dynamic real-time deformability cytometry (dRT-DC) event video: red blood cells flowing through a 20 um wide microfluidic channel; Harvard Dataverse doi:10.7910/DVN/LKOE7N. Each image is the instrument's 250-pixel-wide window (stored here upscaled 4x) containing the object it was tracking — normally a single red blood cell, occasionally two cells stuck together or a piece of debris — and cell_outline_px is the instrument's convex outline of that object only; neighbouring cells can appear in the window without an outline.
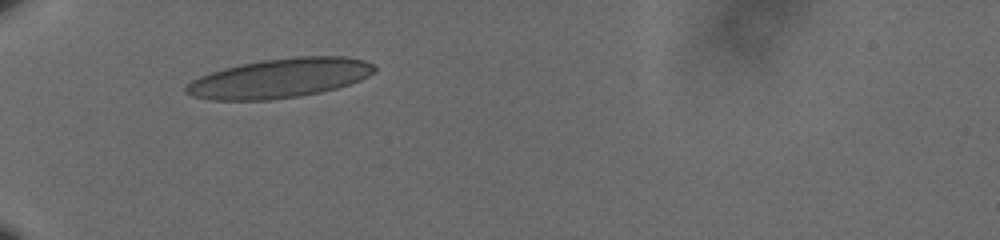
{"species": "human", "species_latin": "Homo sapiens", "temperature_condition": "cold", "stored_images_in_passage": 34, "camera_frame_rate_fps": 3000, "um_per_image_px": 0.085, "donor": {"sex": "male"}, "frame": {"image": 1, "passage_image": 1, "time_ms": 0.0, "image_size_px": [1000, 240], "cell_outline_px": [[376, 72], [360, 80], [336, 88], [320, 92], [300, 96], [268, 100], [212, 100], [192, 96], [184, 92], [184, 88], [192, 80], [200, 76], [224, 68], [240, 64], [264, 60], [296, 56], [344, 56], [364, 60], [372, 64], [376, 68]], "centroid_in_image_um": [23.78, 6.64], "position_along_channel_um": 61.2, "area_um2": 43.12}}
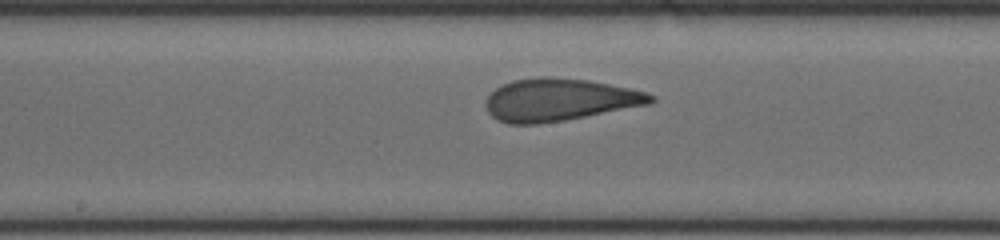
{"frame": {"image": 2, "passage_image": 14, "time_ms": 4.333, "image_size_px": [1000, 240], "cell_outline_px": [[656, 100], [652, 104], [564, 120], [540, 124], [508, 124], [496, 120], [488, 112], [484, 104], [488, 96], [496, 88], [512, 80], [540, 76], [548, 76], [588, 80], [648, 92], [656, 96]], "centroid_in_image_um": [47.55, 8.48], "position_along_channel_um": 200.7, "area_um2": 41.04}}
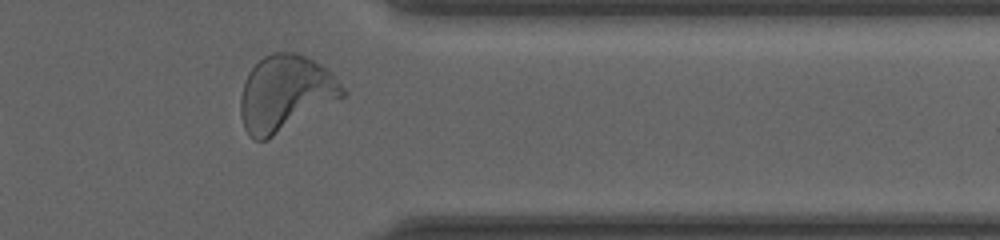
{"frame": {"image": 3, "passage_image": 30, "time_ms": 9.667, "image_size_px": [1000, 240], "cell_outline_px": [[348, 92], [344, 96], [268, 140], [252, 140], [244, 128], [240, 112], [240, 96], [244, 80], [248, 72], [264, 56], [272, 52], [296, 52], [320, 64]], "centroid_in_image_um": [24.2, 7.95], "position_along_channel_um": 387.2, "area_um2": 44.8}, "authors_computed_cell_mechanics": {"area_um2": 40.7779, "velocity_mm_per_s": 3.568, "shape_relaxation_time_tau1_ms": 5.6712, "shape_relaxation_time_tau2_ms": 0.8788, "deformation_change_tau1": 0.1981, "deformation_change_tau2": 0.076}}